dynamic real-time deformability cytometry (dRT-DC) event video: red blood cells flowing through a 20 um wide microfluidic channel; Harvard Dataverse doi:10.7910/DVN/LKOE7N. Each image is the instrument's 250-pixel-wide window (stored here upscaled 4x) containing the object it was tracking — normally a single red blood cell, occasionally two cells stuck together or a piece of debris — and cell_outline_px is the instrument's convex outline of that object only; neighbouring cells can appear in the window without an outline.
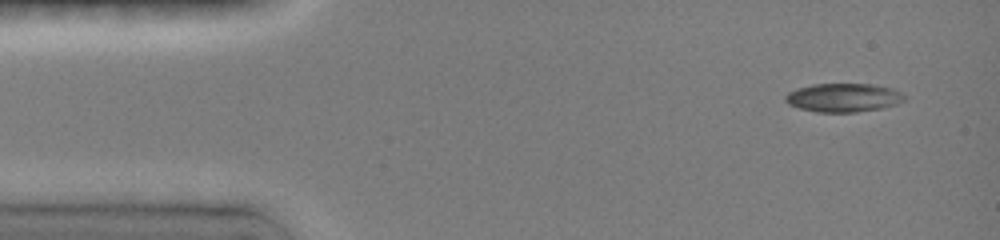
{"species": "common noctule bat (a hibernating species)", "species_latin": "Nyctalus noctula", "temperature_condition": "room temperature", "stored_images_in_passage": 5, "camera_frame_rate_fps": 3000, "um_per_image_px": 0.085, "animal": {"sex": "female", "body_mass_g": 19.0, "forearm_length_mm": 51.5}, "frame": {"image": 1, "passage_image": 1, "time_ms": 0.0, "image_size_px": [1000, 240], "cell_outline_px": [[904, 100], [896, 104], [884, 108], [856, 112], [816, 112], [800, 108], [788, 104], [784, 100], [784, 96], [788, 92], [796, 88], [812, 84], [872, 84], [892, 88], [900, 92], [904, 96]], "centroid_in_image_um": [71.66, 8.3], "position_along_channel_um": 13.3, "area_um2": 19.94}}
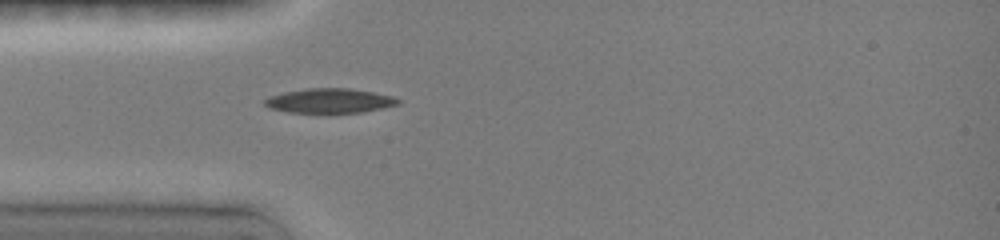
{"frame": {"image": 2, "passage_image": 5, "time_ms": 3.333, "image_size_px": [1000, 240], "cell_outline_px": [[400, 104], [384, 108], [364, 112], [328, 116], [324, 116], [288, 112], [268, 108], [264, 104], [264, 100], [272, 96], [284, 92], [308, 88], [348, 88], [372, 92], [392, 96], [400, 100]], "centroid_in_image_um": [28.02, 8.62], "position_along_channel_um": 57.0, "area_um2": 20.06}}